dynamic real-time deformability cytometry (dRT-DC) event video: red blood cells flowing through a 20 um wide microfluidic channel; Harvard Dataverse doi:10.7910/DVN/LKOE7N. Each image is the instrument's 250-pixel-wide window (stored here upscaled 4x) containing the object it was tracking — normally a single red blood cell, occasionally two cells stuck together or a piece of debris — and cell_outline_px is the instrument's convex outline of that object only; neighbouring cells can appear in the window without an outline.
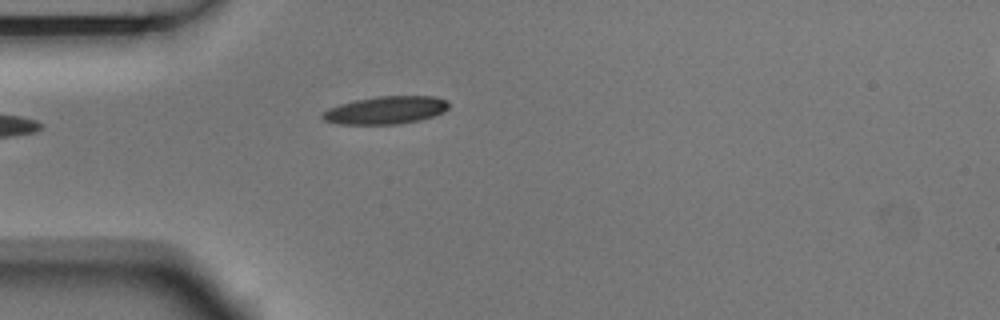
{"species": "Egyptian fruit bat (a non-hibernating species)", "species_latin": "Rousettus aegyptiacus", "temperature_condition": "room temperature", "stored_images_in_passage": 4, "camera_frame_rate_fps": 3000, "um_per_image_px": 0.085, "animal": {"sex": "male"}, "frame": {"image": 1, "passage_image": 4, "time_ms": 1.0, "image_size_px": [1000, 320], "cell_outline_px": [[448, 108], [444, 112], [420, 120], [396, 124], [336, 124], [324, 120], [320, 116], [328, 108], [340, 104], [356, 100], [376, 96], [436, 96], [448, 100]], "centroid_in_image_um": [32.79, 9.36], "position_along_channel_um": 52.2, "area_um2": 20.46}}